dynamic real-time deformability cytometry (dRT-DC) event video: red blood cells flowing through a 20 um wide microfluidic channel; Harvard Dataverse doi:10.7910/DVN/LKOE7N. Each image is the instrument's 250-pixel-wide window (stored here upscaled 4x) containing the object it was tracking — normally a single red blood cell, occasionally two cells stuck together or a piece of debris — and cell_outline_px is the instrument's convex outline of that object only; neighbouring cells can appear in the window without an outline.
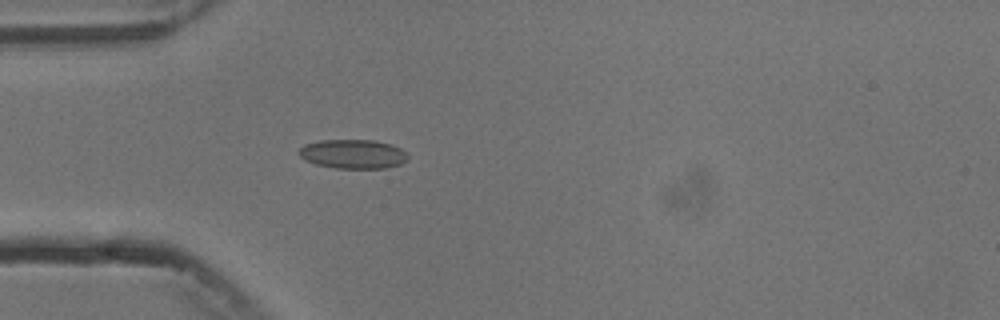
{"species": "common noctule bat (a hibernating species)", "species_latin": "Nyctalus noctula", "temperature_condition": "cold", "stored_images_in_passage": 5, "camera_frame_rate_fps": 3000, "um_per_image_px": 0.085, "animal": {"sex": "male", "body_mass_g": 13.3}, "frame": {"image": 1, "passage_image": 5, "time_ms": 4.667, "image_size_px": [1000, 320], "cell_outline_px": [[408, 160], [400, 164], [384, 168], [336, 168], [316, 164], [304, 160], [296, 152], [304, 144], [320, 140], [376, 140], [400, 148], [408, 156]], "centroid_in_image_um": [29.96, 13.09], "position_along_channel_um": 55.0, "area_um2": 18.5}}